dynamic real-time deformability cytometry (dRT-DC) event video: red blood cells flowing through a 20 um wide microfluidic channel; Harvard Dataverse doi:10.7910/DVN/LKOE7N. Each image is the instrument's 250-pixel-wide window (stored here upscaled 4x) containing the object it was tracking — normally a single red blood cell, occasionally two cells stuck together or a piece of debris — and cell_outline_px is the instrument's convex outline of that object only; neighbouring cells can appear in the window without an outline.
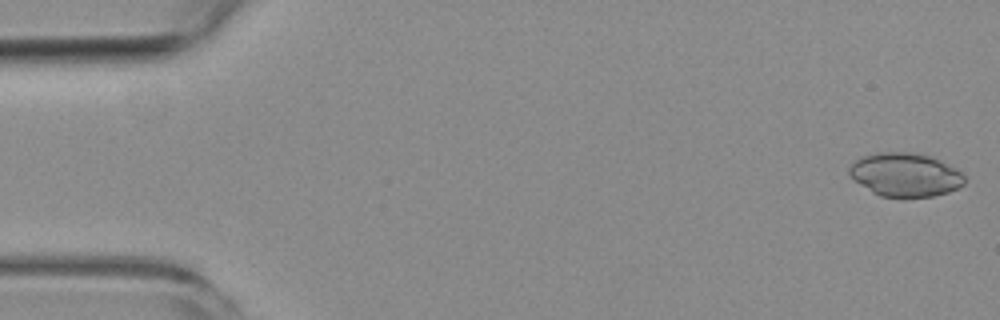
{"species": "common noctule bat (a hibernating species)", "species_latin": "Nyctalus noctula", "temperature_condition": "room temperature", "stored_images_in_passage": 5, "camera_frame_rate_fps": 3000, "um_per_image_px": 0.085, "animal": {"sex": "female", "body_mass_g": 19.3, "forearm_length_mm": 54.1}, "frame": {"image": 1, "passage_image": 1, "time_ms": 0.0, "image_size_px": [1000, 320], "cell_outline_px": [[964, 184], [948, 192], [932, 196], [904, 200], [880, 196], [872, 192], [856, 180], [848, 172], [848, 168], [860, 156], [876, 152], [912, 152], [932, 156], [956, 168], [964, 176]], "centroid_in_image_um": [76.95, 14.87], "position_along_channel_um": 8.1, "area_um2": 29.77}}